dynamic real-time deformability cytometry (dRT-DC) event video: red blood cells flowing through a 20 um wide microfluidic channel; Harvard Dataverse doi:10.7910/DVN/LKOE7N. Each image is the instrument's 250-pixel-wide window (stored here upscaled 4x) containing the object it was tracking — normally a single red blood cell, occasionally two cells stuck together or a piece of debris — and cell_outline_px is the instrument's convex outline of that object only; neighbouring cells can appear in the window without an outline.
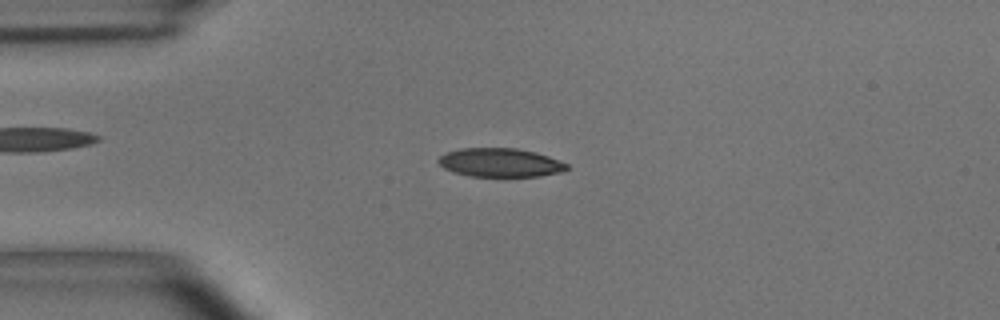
{"species": "common noctule bat (a hibernating species)", "species_latin": "Nyctalus noctula", "temperature_condition": "room temperature", "stored_images_in_passage": 53, "camera_frame_rate_fps": 3000, "um_per_image_px": 0.085, "animal": {"sex": "male", "body_mass_g": 15.6}, "frame": {"image": 1, "passage_image": 12, "time_ms": 3.667, "image_size_px": [1000, 320], "cell_outline_px": [[568, 168], [560, 172], [540, 176], [504, 180], [468, 176], [452, 172], [444, 168], [436, 160], [440, 156], [448, 152], [460, 148], [516, 148], [536, 152], [548, 156], [568, 164]], "centroid_in_image_um": [42.51, 13.88], "position_along_channel_um": 42.5, "area_um2": 22.48}}
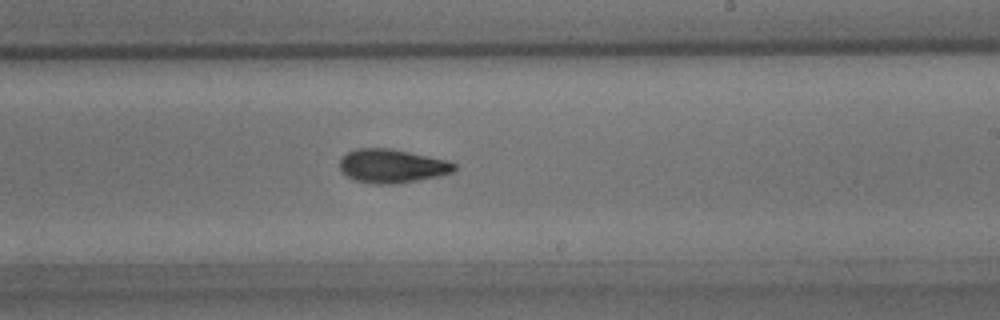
{"frame": {"image": 2, "passage_image": 31, "time_ms": 10.0, "image_size_px": [1000, 320], "cell_outline_px": [[456, 168], [452, 172], [440, 176], [392, 184], [376, 184], [356, 180], [340, 172], [340, 160], [348, 152], [356, 148], [388, 148], [448, 160], [456, 164]], "centroid_in_image_um": [33.32, 14.11], "position_along_channel_um": 255.7, "area_um2": 22.31}}
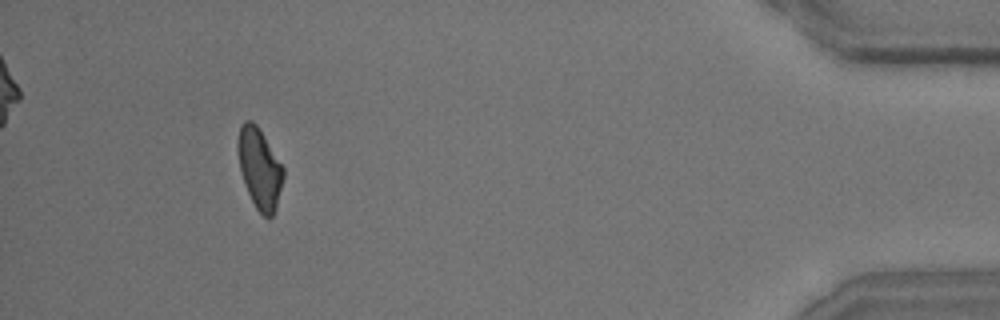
{"frame": {"image": 3, "passage_image": 49, "time_ms": 16.0, "image_size_px": [1000, 320], "cell_outline_px": [[284, 176], [276, 208], [272, 216], [268, 220], [256, 208], [244, 184], [240, 172], [236, 144], [240, 124], [244, 120], [252, 120], [256, 124], [284, 168]], "centroid_in_image_um": [22.04, 14.3], "position_along_channel_um": 413.2, "area_um2": 21.39}, "authors_computed_cell_mechanics": {"area_um2": 21.7906, "velocity_mm_per_s": 3.6828, "shape_relaxation_time_tau1_ms": 5.8754, "shape_relaxation_time_tau2_ms": 2.5651, "deformation_change_tau1": 0.1573, "deformation_change_tau2": 0.078}}